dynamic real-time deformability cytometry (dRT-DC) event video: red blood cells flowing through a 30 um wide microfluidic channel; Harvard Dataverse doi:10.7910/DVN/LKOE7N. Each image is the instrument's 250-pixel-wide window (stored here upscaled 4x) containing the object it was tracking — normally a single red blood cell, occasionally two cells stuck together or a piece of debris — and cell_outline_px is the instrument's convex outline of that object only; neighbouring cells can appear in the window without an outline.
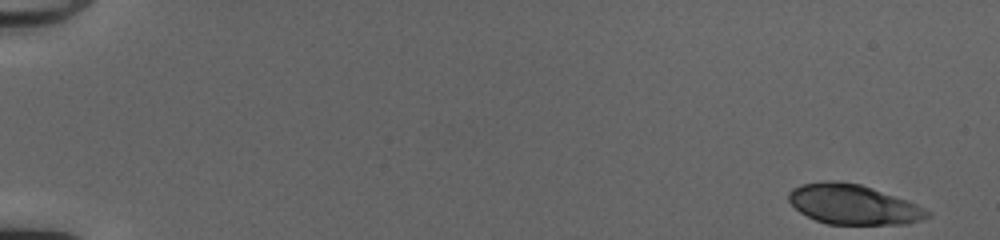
{"species": "common noctule bat (a hibernating species)", "species_latin": "Nyctalus noctula", "temperature_condition": "cold", "stored_images_in_passage": 50, "camera_frame_rate_fps": 3000, "um_per_image_px": 0.085, "animal": {"sex": "female", "body_mass_g": 20.0, "forearm_length_mm": 54.0}, "frame": {"image": 1, "passage_image": 1, "time_ms": 0.0, "image_size_px": [1000, 240], "cell_outline_px": [[932, 212], [928, 216], [920, 220], [904, 224], [828, 224], [816, 220], [800, 212], [788, 200], [788, 192], [792, 188], [800, 184], [824, 180], [836, 180], [860, 184], [908, 200]], "centroid_in_image_um": [72.5, 17.36], "position_along_channel_um": 12.5, "area_um2": 32.25}}
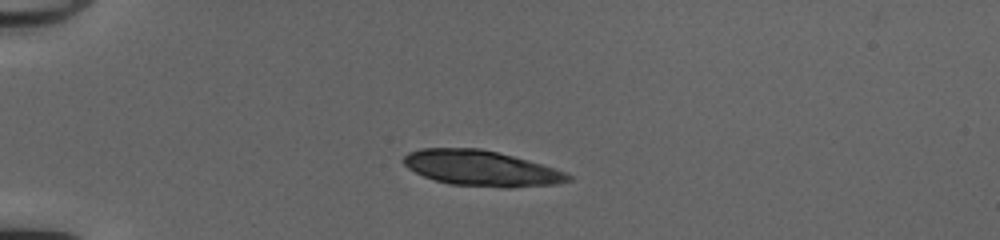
{"frame": {"image": 2, "passage_image": 13, "time_ms": 4.0, "image_size_px": [1000, 240], "cell_outline_px": [[572, 180], [556, 184], [508, 188], [500, 188], [448, 184], [424, 176], [408, 168], [404, 164], [404, 156], [408, 152], [420, 148], [480, 148], [528, 160], [564, 172], [572, 176]], "centroid_in_image_um": [40.89, 14.31], "position_along_channel_um": 44.1, "area_um2": 33.93}}